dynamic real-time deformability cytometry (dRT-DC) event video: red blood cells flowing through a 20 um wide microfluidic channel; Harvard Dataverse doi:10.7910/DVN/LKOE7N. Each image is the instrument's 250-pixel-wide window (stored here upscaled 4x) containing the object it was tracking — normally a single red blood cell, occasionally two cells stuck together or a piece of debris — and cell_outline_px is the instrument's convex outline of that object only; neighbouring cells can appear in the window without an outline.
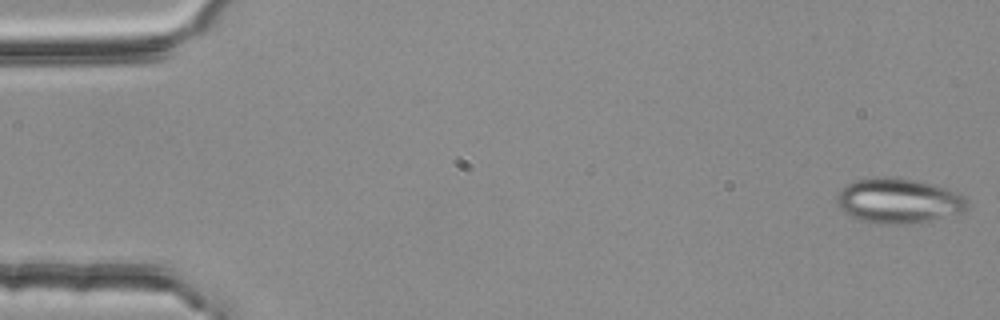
{"species": "common noctule bat (a hibernating species)", "species_latin": "Nyctalus noctula", "temperature_condition": "room temperature", "stored_images_in_passage": 54, "camera_frame_rate_fps": 3000, "um_per_image_px": 0.085, "animal": {"sex": "female", "body_mass_g": 25.1}, "frame": {"image": 1, "passage_image": 1, "time_ms": 0.0, "image_size_px": [1000, 320], "cell_outline_px": [[968, 204], [960, 212], [920, 224], [876, 224], [860, 220], [844, 212], [840, 208], [836, 200], [836, 196], [848, 184], [856, 180], [884, 176], [892, 176], [916, 180], [932, 184], [960, 192], [964, 196]], "centroid_in_image_um": [76.38, 17.08], "position_along_channel_um": 8.6, "area_um2": 34.33}}
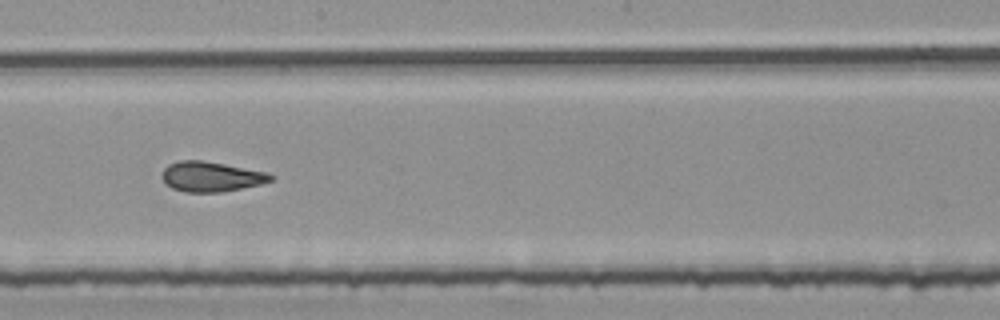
{"frame": {"image": 2, "passage_image": 30, "time_ms": 9.667, "image_size_px": [1000, 320], "cell_outline_px": [[272, 180], [260, 184], [220, 192], [184, 192], [172, 188], [160, 176], [164, 168], [168, 164], [180, 160], [200, 160], [224, 164], [268, 172], [272, 176]], "centroid_in_image_um": [17.91, 15.01], "position_along_channel_um": 230.3, "area_um2": 18.84}}
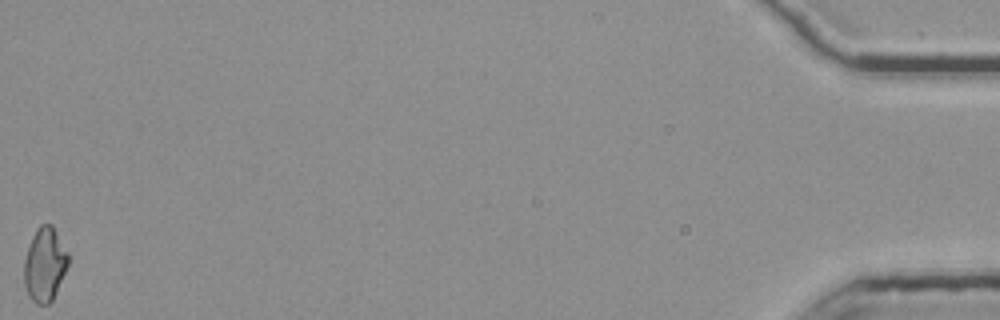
{"frame": {"image": 3, "passage_image": 54, "time_ms": 17.667, "image_size_px": [1000, 320], "cell_outline_px": [[68, 264], [56, 292], [52, 300], [48, 304], [36, 304], [28, 296], [24, 284], [24, 260], [32, 236], [36, 228], [40, 224], [52, 224], [68, 252]], "centroid_in_image_um": [3.79, 22.47], "position_along_channel_um": 431.4, "area_um2": 18.96}, "authors_computed_cell_mechanics": {"area_um2": 19.1029, "velocity_mm_per_s": 3.7796, "shape_relaxation_time_tau1_ms": null, "shape_relaxation_time_tau2_ms": 1.8526, "deformation_change_tau1": null, "deformation_change_tau2": 0.0985}}